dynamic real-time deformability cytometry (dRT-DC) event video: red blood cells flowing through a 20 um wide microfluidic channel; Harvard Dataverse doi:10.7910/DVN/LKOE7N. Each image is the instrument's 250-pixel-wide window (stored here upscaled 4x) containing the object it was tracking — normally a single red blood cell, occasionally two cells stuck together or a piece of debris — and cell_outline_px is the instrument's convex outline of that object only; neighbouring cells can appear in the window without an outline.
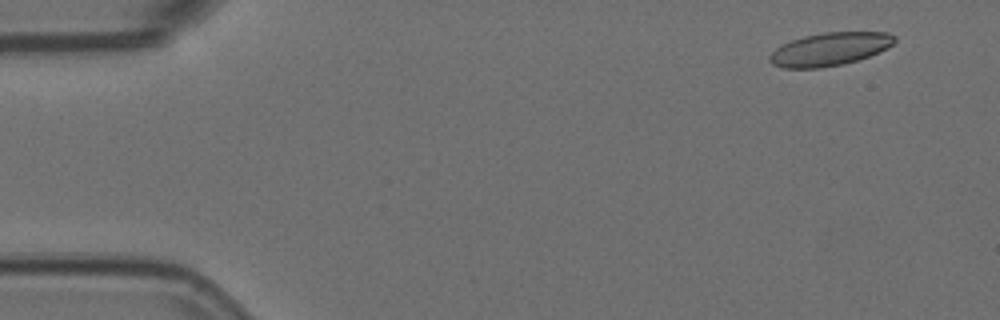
{"species": "Egyptian fruit bat (a non-hibernating species)", "species_latin": "Rousettus aegyptiacus", "temperature_condition": "room temperature", "stored_images_in_passage": 5, "camera_frame_rate_fps": 3000, "um_per_image_px": 0.085, "animal": {"sex": "female"}, "frame": {"image": 1, "passage_image": 1, "time_ms": 0.0, "image_size_px": [1000, 320], "cell_outline_px": [[896, 40], [888, 48], [880, 52], [844, 64], [820, 68], [784, 68], [772, 64], [768, 60], [768, 56], [776, 48], [792, 40], [804, 36], [824, 32], [888, 32], [896, 36]], "centroid_in_image_um": [70.54, 4.18], "position_along_channel_um": 14.5, "area_um2": 24.1}}
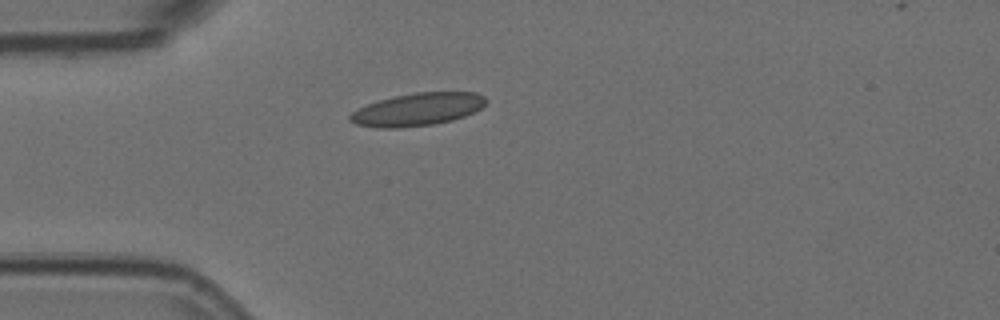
{"frame": {"image": 2, "passage_image": 4, "time_ms": 1.0, "image_size_px": [1000, 320], "cell_outline_px": [[488, 100], [480, 108], [464, 116], [452, 120], [432, 124], [400, 128], [376, 128], [356, 124], [348, 120], [348, 116], [352, 112], [368, 104], [380, 100], [396, 96], [416, 92], [476, 92], [484, 96]], "centroid_in_image_um": [35.48, 9.3], "position_along_channel_um": 49.5, "area_um2": 25.72}}